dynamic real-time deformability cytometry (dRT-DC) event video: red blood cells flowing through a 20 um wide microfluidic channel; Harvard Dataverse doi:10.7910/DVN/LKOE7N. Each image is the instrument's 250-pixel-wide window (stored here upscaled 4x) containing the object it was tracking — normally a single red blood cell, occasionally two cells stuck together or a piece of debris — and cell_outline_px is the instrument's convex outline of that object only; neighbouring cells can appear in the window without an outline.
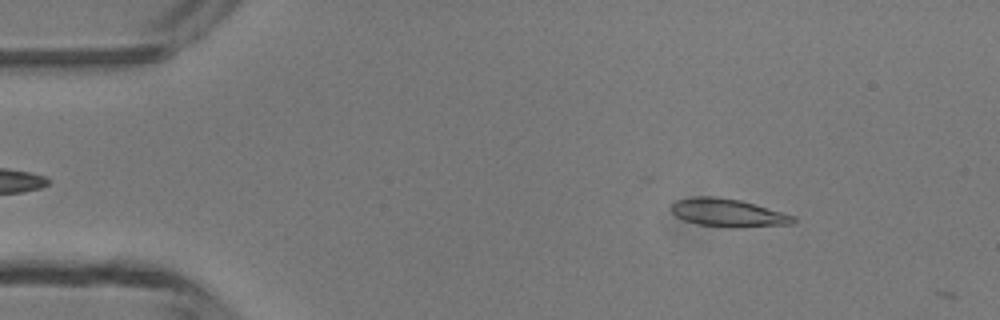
{"species": "common noctule bat (a hibernating species)", "species_latin": "Nyctalus noctula", "temperature_condition": "room temperature", "stored_images_in_passage": 4, "camera_frame_rate_fps": 3000, "um_per_image_px": 0.085, "animal": {"sex": "male", "body_mass_g": 13.3}, "frame": {"image": 1, "passage_image": 2, "time_ms": 1.0, "image_size_px": [1000, 320], "cell_outline_px": [[796, 220], [792, 224], [744, 228], [732, 228], [700, 224], [684, 220], [676, 216], [672, 212], [672, 204], [676, 200], [692, 196], [712, 196], [740, 200], [796, 216]], "centroid_in_image_um": [61.9, 18.1], "position_along_channel_um": 23.1, "area_um2": 20.0}}
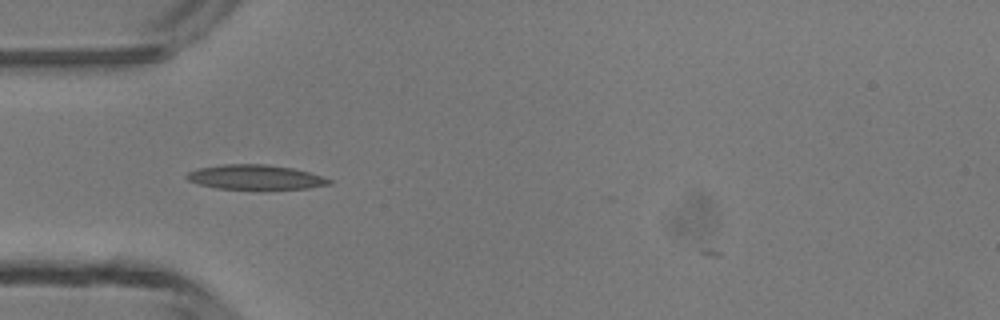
{"frame": {"image": 2, "passage_image": 4, "time_ms": 3.667, "image_size_px": [1000, 320], "cell_outline_px": [[332, 184], [308, 188], [216, 188], [200, 184], [188, 180], [184, 176], [188, 172], [196, 168], [224, 164], [268, 164], [292, 168], [324, 176], [332, 180]], "centroid_in_image_um": [21.7, 15.04], "position_along_channel_um": 63.3, "area_um2": 20.23}}